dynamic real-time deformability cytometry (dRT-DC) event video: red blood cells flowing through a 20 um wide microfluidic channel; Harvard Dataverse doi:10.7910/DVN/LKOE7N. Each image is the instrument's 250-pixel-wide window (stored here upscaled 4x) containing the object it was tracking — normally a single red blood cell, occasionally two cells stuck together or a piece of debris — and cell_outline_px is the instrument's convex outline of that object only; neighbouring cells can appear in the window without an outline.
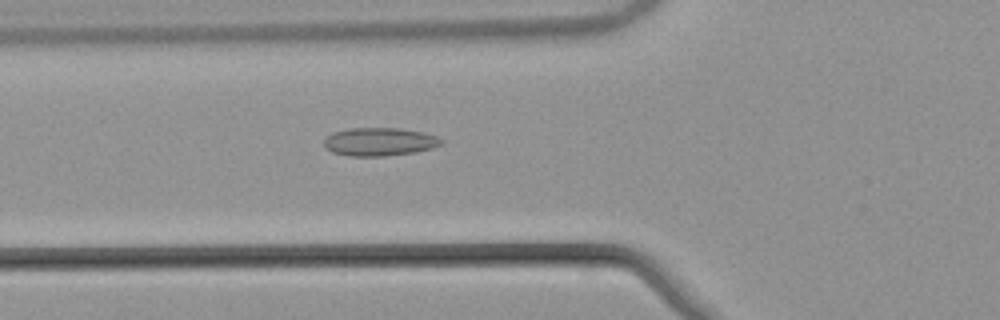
{"species": "common noctule bat (a hibernating species)", "species_latin": "Nyctalus noctula", "temperature_condition": "warm", "stored_images_in_passage": 45, "camera_frame_rate_fps": 3000, "um_per_image_px": 0.085, "animal": {"sex": "male", "body_mass_g": 21.5, "forearm_length_mm": 52.0}, "frame": {"image": 1, "passage_image": 12, "time_ms": 3.667, "image_size_px": [1000, 320], "cell_outline_px": [[444, 140], [440, 144], [432, 148], [416, 152], [384, 156], [348, 156], [332, 152], [324, 148], [324, 140], [332, 132], [348, 128], [400, 128], [424, 132], [436, 136]], "centroid_in_image_um": [32.24, 12.05], "position_along_channel_um": 93.6, "area_um2": 19.42}}
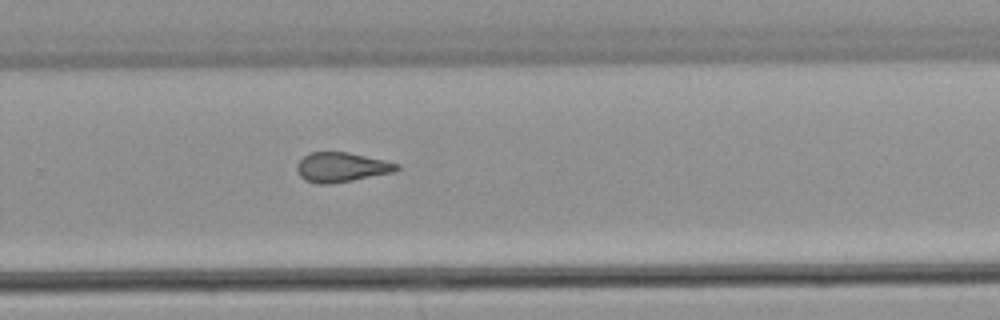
{"frame": {"image": 2, "passage_image": 28, "time_ms": 9.0, "image_size_px": [1000, 320], "cell_outline_px": [[400, 168], [392, 172], [332, 184], [316, 184], [304, 180], [300, 176], [296, 168], [296, 164], [308, 152], [348, 152], [384, 160], [400, 164]], "centroid_in_image_um": [28.99, 14.21], "position_along_channel_um": 300.8, "area_um2": 17.22}}
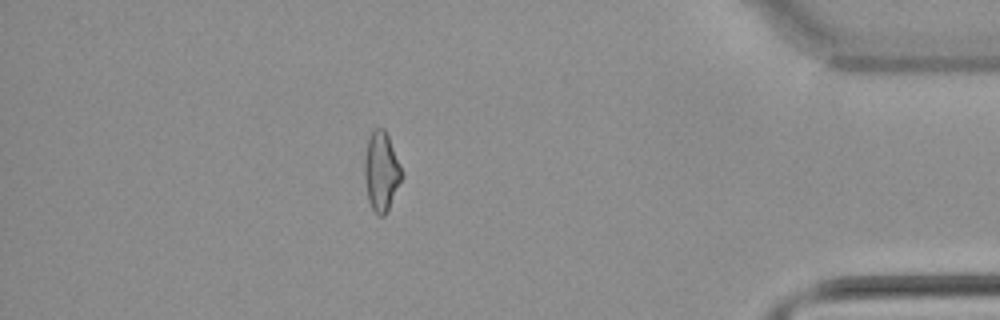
{"frame": {"image": 3, "passage_image": 39, "time_ms": 12.667, "image_size_px": [1000, 320], "cell_outline_px": [[404, 176], [384, 216], [380, 216], [372, 208], [368, 200], [364, 176], [364, 156], [368, 140], [372, 128], [384, 128], [388, 136], [404, 172]], "centroid_in_image_um": [32.42, 14.54], "position_along_channel_um": 402.8, "area_um2": 17.28}, "authors_computed_cell_mechanics": {"area_um2": 17.5712, "velocity_mm_per_s": 3.8858, "shape_relaxation_time_tau1_ms": null, "shape_relaxation_time_tau2_ms": 2.8927, "deformation_change_tau1": null, "deformation_change_tau2": 0.1143}}